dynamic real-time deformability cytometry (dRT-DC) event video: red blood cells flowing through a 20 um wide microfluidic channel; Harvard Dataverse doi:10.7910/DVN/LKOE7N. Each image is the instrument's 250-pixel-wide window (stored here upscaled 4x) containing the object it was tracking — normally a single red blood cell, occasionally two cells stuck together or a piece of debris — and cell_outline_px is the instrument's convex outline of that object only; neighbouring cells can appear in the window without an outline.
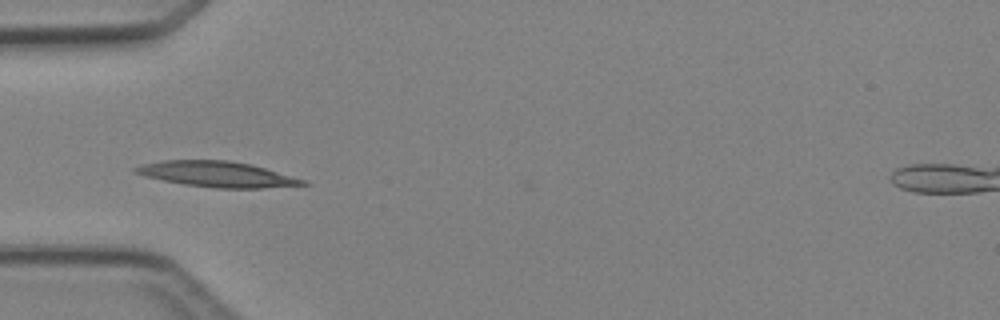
{"species": "Egyptian fruit bat (a non-hibernating species)", "species_latin": "Rousettus aegyptiacus", "temperature_condition": "cold", "stored_images_in_passage": 5, "camera_frame_rate_fps": 3000, "um_per_image_px": 0.085, "animal": {"sex": "female"}, "frame": {"image": 1, "passage_image": 5, "time_ms": 4.667, "image_size_px": [1000, 320], "cell_outline_px": [[308, 184], [260, 188], [216, 188], [184, 184], [144, 176], [132, 172], [132, 168], [140, 164], [164, 160], [228, 160], [252, 164], [304, 180]], "centroid_in_image_um": [18.37, 14.79], "position_along_channel_um": 66.6, "area_um2": 24.74}}